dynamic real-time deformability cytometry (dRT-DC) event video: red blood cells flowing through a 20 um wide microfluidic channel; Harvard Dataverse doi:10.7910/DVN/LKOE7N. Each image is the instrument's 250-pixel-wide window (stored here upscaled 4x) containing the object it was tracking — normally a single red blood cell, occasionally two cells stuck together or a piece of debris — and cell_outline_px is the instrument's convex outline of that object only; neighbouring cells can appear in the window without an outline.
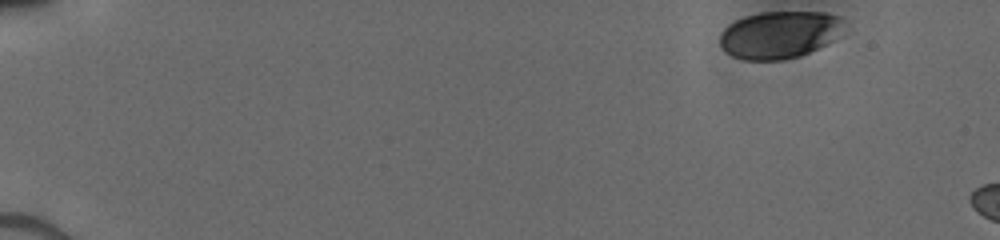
{"species": "human", "species_latin": "Homo sapiens", "temperature_condition": "cold", "stored_images_in_passage": 4, "camera_frame_rate_fps": 3000, "um_per_image_px": 0.085, "donor": {"sex": "male"}, "frame": {"image": 1, "passage_image": 1, "time_ms": 0.0, "image_size_px": [1000, 240], "cell_outline_px": [[844, 36], [828, 44], [800, 56], [784, 60], [744, 60], [732, 56], [724, 52], [720, 44], [720, 36], [724, 28], [728, 24], [744, 16], [760, 12], [824, 12], [840, 16]], "centroid_in_image_um": [66.28, 2.96], "position_along_channel_um": 18.7, "area_um2": 34.8}}